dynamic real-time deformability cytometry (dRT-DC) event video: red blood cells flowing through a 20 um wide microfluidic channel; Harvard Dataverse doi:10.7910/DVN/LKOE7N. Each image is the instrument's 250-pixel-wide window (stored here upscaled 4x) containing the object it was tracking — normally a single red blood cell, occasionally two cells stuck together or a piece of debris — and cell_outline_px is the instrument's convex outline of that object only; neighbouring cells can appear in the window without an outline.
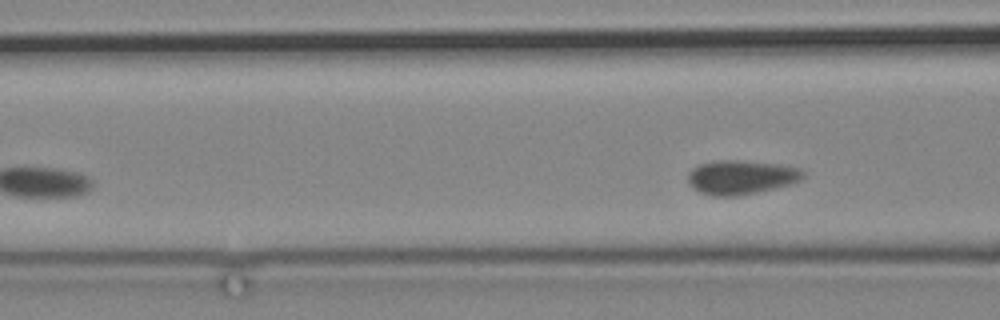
{"species": "common noctule bat (a hibernating species)", "species_latin": "Nyctalus noctula", "temperature_condition": "cold", "stored_images_in_passage": 3, "camera_frame_rate_fps": 3000, "um_per_image_px": 0.085, "animal": {"sex": "male", "body_mass_g": 19.2, "forearm_length_mm": 51.8}, "frame": {"image": 1, "passage_image": 3, "time_ms": 3.0, "image_size_px": [1000, 320], "cell_outline_px": [[804, 176], [800, 180], [792, 184], [740, 196], [712, 196], [700, 192], [692, 188], [688, 180], [688, 172], [692, 168], [700, 164], [716, 160], [736, 160], [780, 164], [800, 168], [804, 172]], "centroid_in_image_um": [62.99, 15.07], "position_along_channel_um": 103.6, "area_um2": 23.06}}